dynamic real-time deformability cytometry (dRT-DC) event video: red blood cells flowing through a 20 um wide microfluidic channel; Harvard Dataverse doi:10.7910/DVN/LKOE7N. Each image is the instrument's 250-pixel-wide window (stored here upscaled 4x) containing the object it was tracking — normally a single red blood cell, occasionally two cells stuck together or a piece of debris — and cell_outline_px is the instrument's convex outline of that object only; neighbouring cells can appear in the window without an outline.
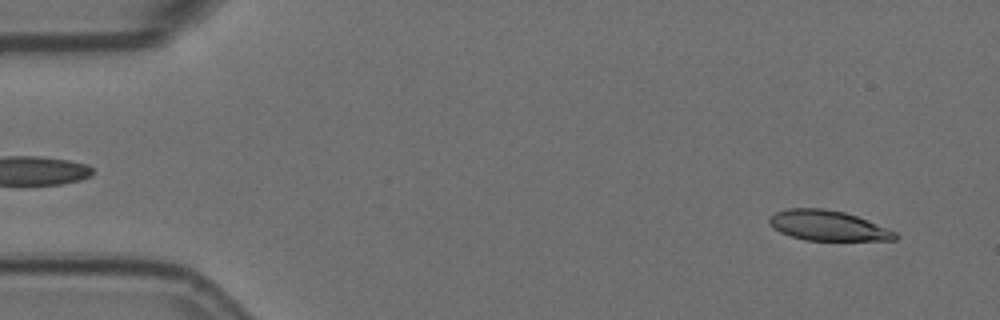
{"species": "Egyptian fruit bat (a non-hibernating species)", "species_latin": "Rousettus aegyptiacus", "temperature_condition": "room temperature", "stored_images_in_passage": 9, "camera_frame_rate_fps": 3000, "um_per_image_px": 0.085, "animal": {"sex": "female"}, "frame": {"image": 1, "passage_image": 1, "time_ms": 0.0, "image_size_px": [1000, 320], "cell_outline_px": [[900, 236], [896, 240], [804, 240], [780, 232], [772, 228], [768, 224], [768, 216], [776, 212], [788, 208], [824, 208], [844, 212], [856, 216], [896, 232]], "centroid_in_image_um": [70.32, 19.17], "position_along_channel_um": 14.7, "area_um2": 22.08}}
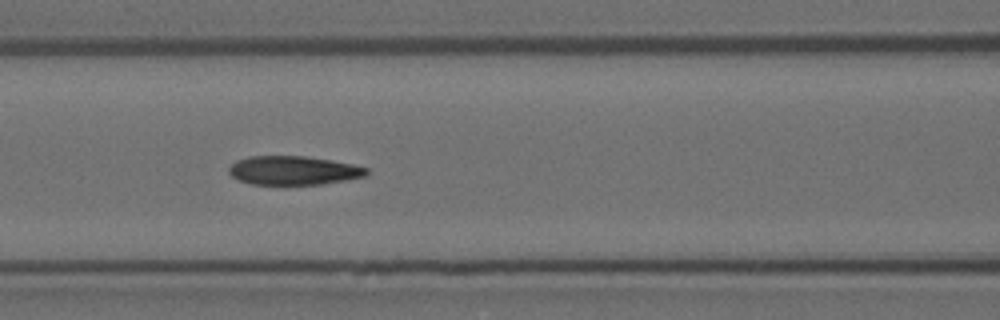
{"frame": {"image": 2, "passage_image": 6, "time_ms": 1.667, "image_size_px": [1000, 320], "cell_outline_px": [[368, 176], [348, 180], [324, 184], [252, 184], [240, 180], [232, 176], [228, 172], [228, 168], [236, 160], [248, 156], [304, 156], [332, 160], [352, 164], [368, 168]], "centroid_in_image_um": [24.97, 14.48], "position_along_channel_um": 141.6, "area_um2": 23.24}}
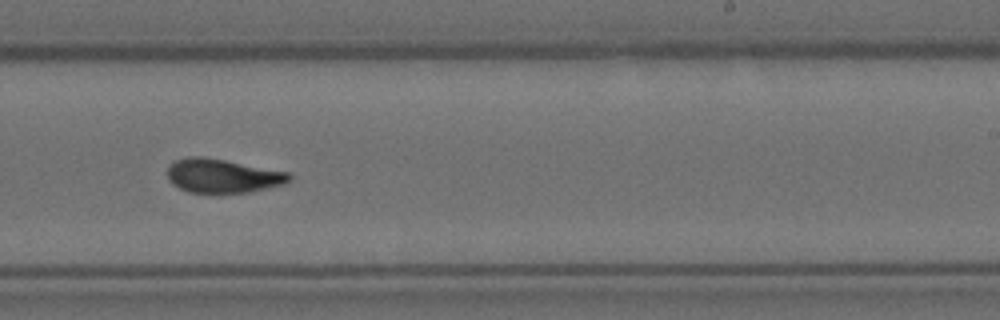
{"frame": {"image": 3, "passage_image": 9, "time_ms": 2.667, "image_size_px": [1000, 320], "cell_outline_px": [[292, 180], [288, 184], [248, 192], [188, 192], [172, 184], [168, 180], [168, 168], [176, 160], [188, 156], [200, 156], [224, 160], [288, 172], [292, 176]], "centroid_in_image_um": [18.95, 14.95], "position_along_channel_um": 270.0, "area_um2": 23.93}}